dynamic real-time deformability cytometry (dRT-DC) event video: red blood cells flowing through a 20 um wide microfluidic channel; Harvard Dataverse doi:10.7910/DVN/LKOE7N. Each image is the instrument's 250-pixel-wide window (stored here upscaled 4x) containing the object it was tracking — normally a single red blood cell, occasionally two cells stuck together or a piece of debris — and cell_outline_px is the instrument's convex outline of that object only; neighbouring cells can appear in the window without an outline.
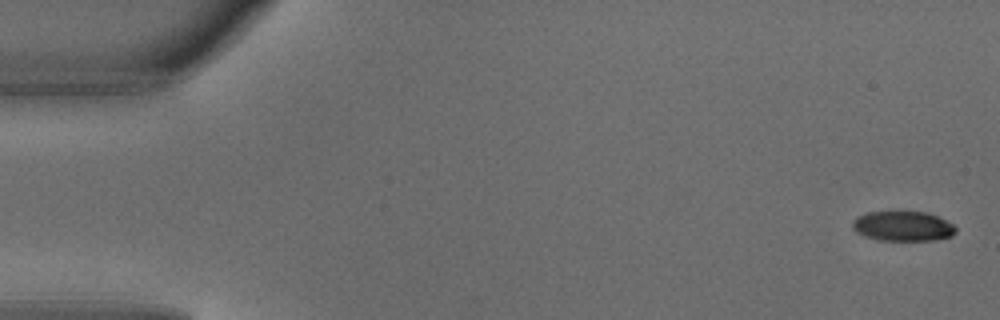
{"species": "common noctule bat (a hibernating species)", "species_latin": "Nyctalus noctula", "temperature_condition": "warm", "stored_images_in_passage": 5, "camera_frame_rate_fps": 3000, "um_per_image_px": 0.085, "animal": {"sex": "male", "body_mass_g": 18.8}, "frame": {"image": 1, "passage_image": 1, "time_ms": 0.0, "image_size_px": [1000, 320], "cell_outline_px": [[956, 232], [952, 236], [936, 240], [880, 240], [864, 236], [856, 232], [852, 228], [852, 220], [856, 216], [868, 212], [928, 212], [952, 224], [956, 228]], "centroid_in_image_um": [76.72, 19.23], "position_along_channel_um": 8.3, "area_um2": 17.98}}
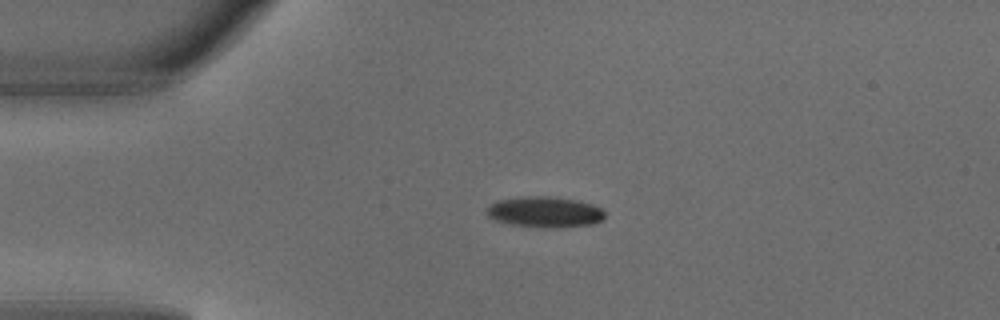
{"frame": {"image": 2, "passage_image": 3, "time_ms": 0.667, "image_size_px": [1000, 320], "cell_outline_px": [[604, 220], [592, 224], [556, 228], [552, 228], [512, 224], [496, 220], [488, 216], [484, 212], [484, 208], [496, 200], [524, 196], [548, 196], [576, 200], [592, 204], [600, 208], [604, 212]], "centroid_in_image_um": [46.27, 18.01], "position_along_channel_um": 38.7, "area_um2": 21.27}}
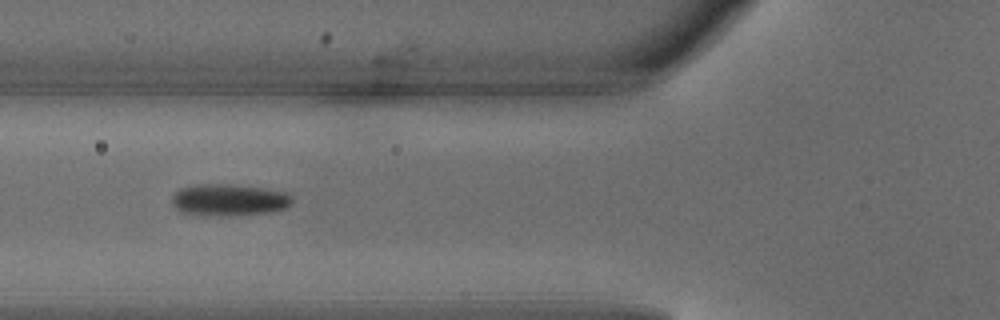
{"frame": {"image": 3, "passage_image": 5, "time_ms": 1.333, "image_size_px": [1000, 320], "cell_outline_px": [[292, 204], [288, 208], [272, 212], [184, 212], [176, 208], [172, 204], [172, 196], [180, 188], [196, 184], [232, 184], [288, 192], [292, 196]], "centroid_in_image_um": [19.53, 16.91], "position_along_channel_um": 106.3, "area_um2": 20.98}}